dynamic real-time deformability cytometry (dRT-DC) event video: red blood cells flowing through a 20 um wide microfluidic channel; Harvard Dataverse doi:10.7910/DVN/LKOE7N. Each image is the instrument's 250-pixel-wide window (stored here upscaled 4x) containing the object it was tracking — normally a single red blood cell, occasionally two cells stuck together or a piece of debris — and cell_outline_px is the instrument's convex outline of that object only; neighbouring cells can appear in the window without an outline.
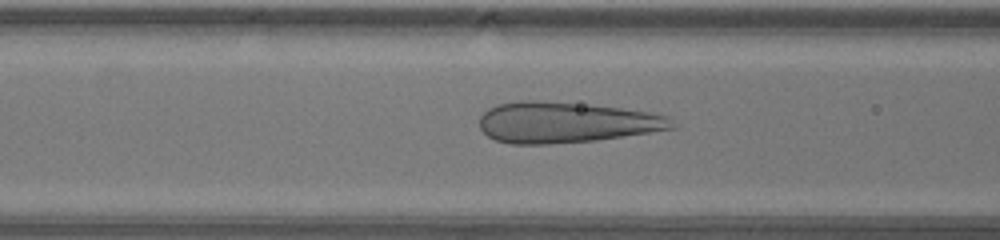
{"species": "human", "species_latin": "Homo sapiens", "temperature_condition": "warm", "stored_images_in_passage": 38, "camera_frame_rate_fps": 3000, "um_per_image_px": 0.085, "donor": {"sex": "male"}, "frame": {"image": 1, "passage_image": 13, "time_ms": 4.0, "image_size_px": [1000, 240], "cell_outline_px": [[676, 128], [596, 140], [548, 144], [512, 144], [496, 140], [488, 136], [480, 128], [480, 116], [488, 108], [500, 104], [520, 100], [536, 100], [588, 104], [652, 112], [672, 116]], "centroid_in_image_um": [48.13, 10.39], "position_along_channel_um": 118.5, "area_um2": 45.95}}
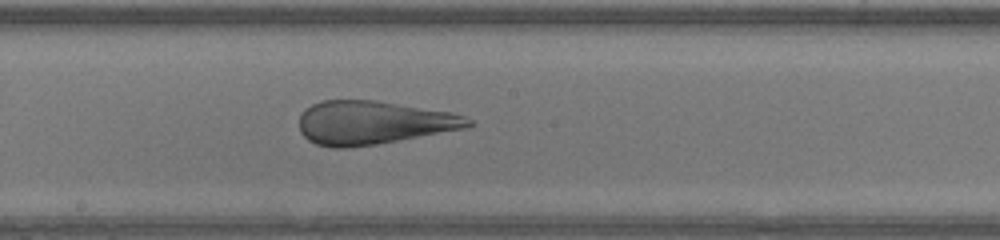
{"frame": {"image": 2, "passage_image": 19, "time_ms": 6.0, "image_size_px": [1000, 240], "cell_outline_px": [[472, 124], [464, 128], [376, 144], [344, 148], [332, 148], [316, 144], [308, 140], [300, 132], [300, 116], [304, 108], [320, 100], [376, 100], [452, 112], [464, 116], [472, 120]], "centroid_in_image_um": [31.67, 10.41], "position_along_channel_um": 216.5, "area_um2": 42.66}}
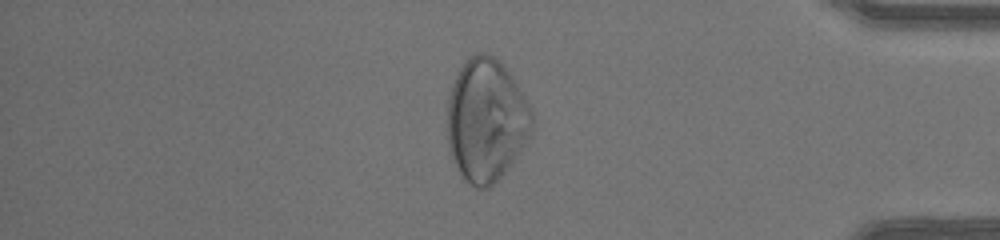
{"frame": {"image": 3, "passage_image": 32, "time_ms": 10.333, "image_size_px": [1000, 240], "cell_outline_px": [[532, 128], [528, 136], [500, 180], [496, 184], [488, 188], [476, 188], [464, 180], [452, 156], [448, 144], [448, 100], [452, 84], [464, 60], [468, 56], [476, 52], [484, 52], [500, 60], [504, 64], [512, 76], [532, 108]], "centroid_in_image_um": [41.33, 10.19], "position_along_channel_um": 393.9, "area_um2": 60.63}}